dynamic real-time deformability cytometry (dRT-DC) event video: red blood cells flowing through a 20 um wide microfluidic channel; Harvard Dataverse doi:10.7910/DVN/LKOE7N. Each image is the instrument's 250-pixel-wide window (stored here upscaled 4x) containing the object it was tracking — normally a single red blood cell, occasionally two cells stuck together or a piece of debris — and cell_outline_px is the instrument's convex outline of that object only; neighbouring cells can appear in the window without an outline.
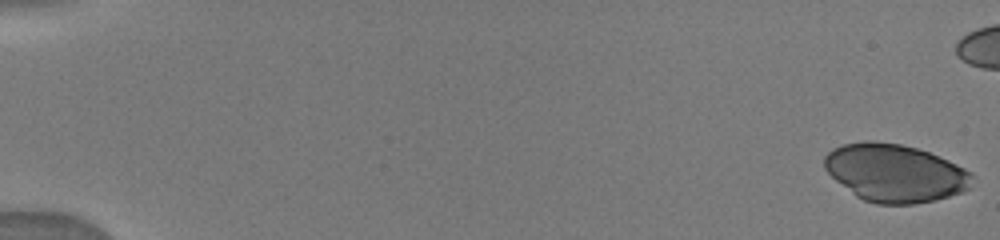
{"species": "human", "species_latin": "Homo sapiens", "temperature_condition": "warm", "stored_images_in_passage": 44, "camera_frame_rate_fps": 3000, "um_per_image_px": 0.085, "donor": {"sex": "male"}, "frame": {"image": 1, "passage_image": 1, "time_ms": 0.0, "image_size_px": [1000, 240], "cell_outline_px": [[972, 176], [968, 188], [964, 192], [936, 200], [912, 204], [876, 204], [864, 200], [856, 196], [836, 180], [824, 168], [824, 156], [832, 148], [844, 144], [868, 140], [900, 144], [916, 148], [928, 152], [948, 160], [972, 172]], "centroid_in_image_um": [76.06, 14.7], "position_along_channel_um": 8.9, "area_um2": 49.59}}